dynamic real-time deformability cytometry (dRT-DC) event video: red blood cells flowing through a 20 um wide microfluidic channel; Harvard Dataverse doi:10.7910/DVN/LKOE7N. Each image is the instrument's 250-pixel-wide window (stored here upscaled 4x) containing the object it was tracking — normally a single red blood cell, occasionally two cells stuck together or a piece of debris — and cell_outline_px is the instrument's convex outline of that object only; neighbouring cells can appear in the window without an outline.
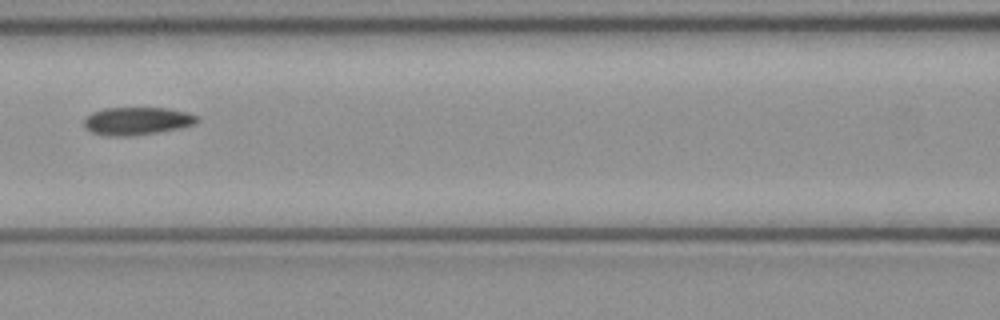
{"species": "common noctule bat (a hibernating species)", "species_latin": "Nyctalus noctula", "temperature_condition": "cold", "stored_images_in_passage": 3, "camera_frame_rate_fps": 3000, "um_per_image_px": 0.085, "animal": {"sex": "female", "body_mass_g": 21.9}, "frame": {"image": 1, "passage_image": 3, "time_ms": 0.667, "image_size_px": [1000, 320], "cell_outline_px": [[200, 120], [196, 124], [180, 128], [132, 136], [108, 136], [92, 132], [84, 128], [84, 116], [92, 112], [104, 108], [168, 108], [188, 112], [200, 116]], "centroid_in_image_um": [11.66, 10.28], "position_along_channel_um": 154.9, "area_um2": 18.61}}